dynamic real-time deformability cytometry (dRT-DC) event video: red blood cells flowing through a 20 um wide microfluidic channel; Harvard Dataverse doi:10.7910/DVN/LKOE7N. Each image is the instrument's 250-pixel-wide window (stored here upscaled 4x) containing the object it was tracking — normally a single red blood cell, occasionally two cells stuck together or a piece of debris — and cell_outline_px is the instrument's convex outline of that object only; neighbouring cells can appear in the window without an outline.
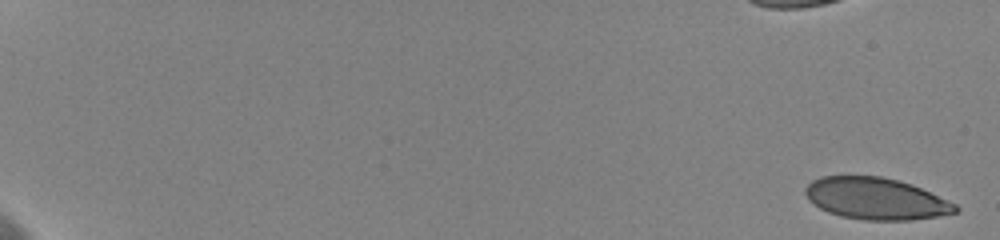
{"species": "human", "species_latin": "Homo sapiens", "temperature_condition": "cold", "stored_images_in_passage": 14, "camera_frame_rate_fps": 3000, "um_per_image_px": 0.085, "donor": {"sex": "female"}, "frame": {"image": 1, "passage_image": 1, "time_ms": 0.0, "image_size_px": [1000, 240], "cell_outline_px": [[960, 208], [956, 212], [936, 216], [912, 220], [864, 220], [840, 216], [828, 212], [820, 208], [808, 200], [804, 192], [804, 188], [812, 180], [820, 176], [880, 176], [912, 184], [956, 204]], "centroid_in_image_um": [74.41, 16.88], "position_along_channel_um": 10.6, "area_um2": 36.47}}